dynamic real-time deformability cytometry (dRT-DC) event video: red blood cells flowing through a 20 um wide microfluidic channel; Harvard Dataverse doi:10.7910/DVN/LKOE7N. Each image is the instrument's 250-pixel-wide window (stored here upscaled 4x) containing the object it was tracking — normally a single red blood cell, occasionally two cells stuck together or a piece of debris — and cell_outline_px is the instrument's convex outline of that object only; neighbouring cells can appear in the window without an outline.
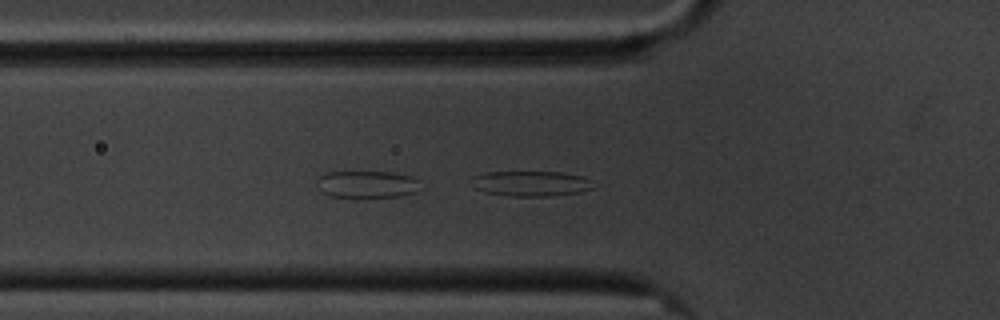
{"species": "common noctule bat (a hibernating species)", "species_latin": "Nyctalus noctula", "temperature_condition": "cold", "stored_images_in_passage": 27, "camera_frame_rate_fps": 3000, "um_per_image_px": 0.085, "animal": {"sex": "male", "body_mass_g": 20.1, "forearm_length_mm": 53.5}, "frame": {"image": 1, "passage_image": 12, "time_ms": 3.667, "image_size_px": [1000, 320], "cell_outline_px": [[592, 188], [580, 192], [548, 196], [508, 196], [484, 192], [472, 188], [472, 176], [484, 172], [560, 172], [584, 176], [588, 180]], "centroid_in_image_um": [45.04, 15.6], "position_along_channel_um": 80.8, "area_um2": 17.92}}